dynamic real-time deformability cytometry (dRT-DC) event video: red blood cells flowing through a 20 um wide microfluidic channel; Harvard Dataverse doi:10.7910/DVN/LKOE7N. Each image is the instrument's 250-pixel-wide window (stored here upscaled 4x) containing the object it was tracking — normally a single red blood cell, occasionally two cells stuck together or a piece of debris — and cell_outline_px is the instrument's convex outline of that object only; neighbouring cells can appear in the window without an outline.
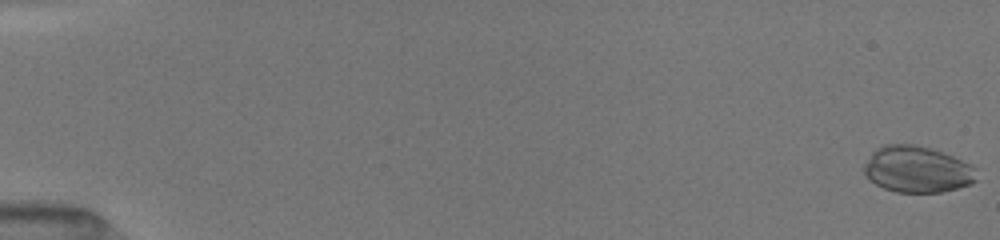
{"species": "common noctule bat (a hibernating species)", "species_latin": "Nyctalus noctula", "temperature_condition": "room temperature", "stored_images_in_passage": 22, "camera_frame_rate_fps": 3000, "um_per_image_px": 0.085, "animal": {"sex": "female", "body_mass_g": 19.5, "forearm_length_mm": 54.1}, "frame": {"image": 1, "passage_image": 1, "time_ms": 0.0, "image_size_px": [1000, 240], "cell_outline_px": [[976, 180], [972, 184], [940, 192], [896, 192], [884, 188], [876, 184], [864, 172], [864, 164], [872, 152], [876, 148], [884, 144], [912, 144], [932, 148], [972, 164], [976, 168]], "centroid_in_image_um": [77.98, 14.38], "position_along_channel_um": 7.0, "area_um2": 30.4}}